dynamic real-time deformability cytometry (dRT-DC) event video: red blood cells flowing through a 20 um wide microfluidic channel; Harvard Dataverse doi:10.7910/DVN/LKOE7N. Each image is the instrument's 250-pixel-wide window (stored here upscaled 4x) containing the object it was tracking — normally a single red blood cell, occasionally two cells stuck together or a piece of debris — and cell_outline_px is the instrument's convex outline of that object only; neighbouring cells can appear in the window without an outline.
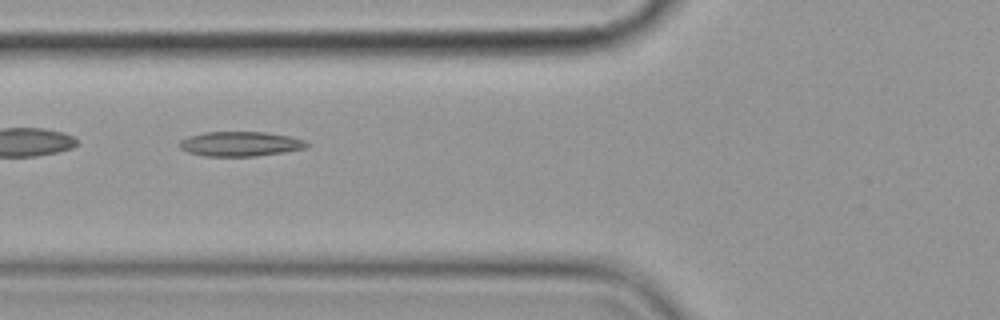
{"species": "common noctule bat (a hibernating species)", "species_latin": "Nyctalus noctula", "temperature_condition": "cold", "stored_images_in_passage": 7, "camera_frame_rate_fps": 3000, "um_per_image_px": 0.085, "animal": {"sex": "female", "body_mass_g": 19.9}, "frame": {"image": 1, "passage_image": 2, "time_ms": 1.333, "image_size_px": [1000, 320], "cell_outline_px": [[308, 144], [304, 148], [284, 152], [252, 156], [204, 156], [188, 152], [180, 148], [176, 144], [180, 140], [188, 136], [204, 132], [264, 132], [288, 136], [304, 140]], "centroid_in_image_um": [20.34, 12.23], "position_along_channel_um": 105.5, "area_um2": 18.21}}
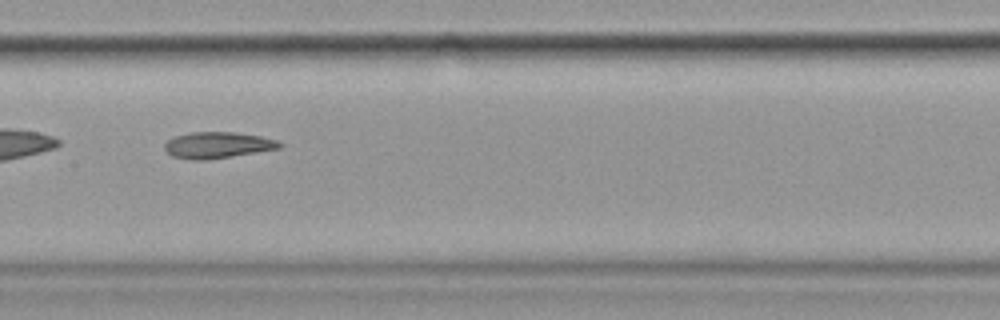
{"frame": {"image": 2, "passage_image": 4, "time_ms": 3.667, "image_size_px": [1000, 320], "cell_outline_px": [[284, 144], [280, 148], [204, 160], [192, 160], [172, 156], [164, 148], [164, 144], [168, 140], [176, 136], [192, 132], [232, 132], [260, 136], [276, 140]], "centroid_in_image_um": [18.48, 12.33], "position_along_channel_um": 188.9, "area_um2": 17.28}}
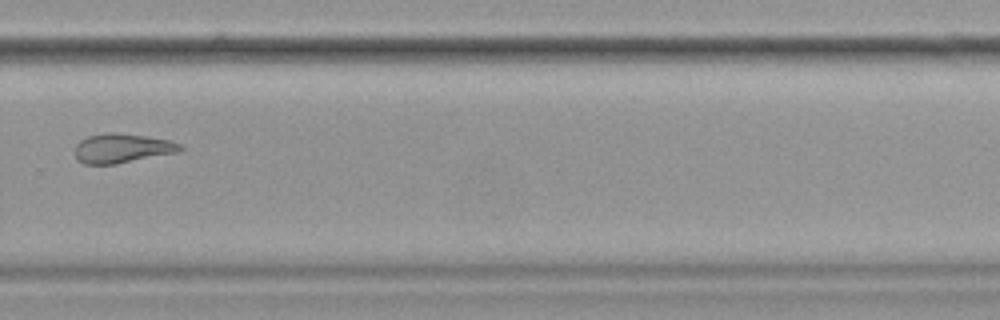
{"frame": {"image": 3, "passage_image": 7, "time_ms": 7.333, "image_size_px": [1000, 320], "cell_outline_px": [[184, 148], [180, 152], [116, 164], [84, 164], [76, 160], [76, 144], [80, 140], [88, 136], [112, 132], [116, 132], [172, 140], [180, 144]], "centroid_in_image_um": [10.4, 12.61], "position_along_channel_um": 319.4, "area_um2": 18.09}}